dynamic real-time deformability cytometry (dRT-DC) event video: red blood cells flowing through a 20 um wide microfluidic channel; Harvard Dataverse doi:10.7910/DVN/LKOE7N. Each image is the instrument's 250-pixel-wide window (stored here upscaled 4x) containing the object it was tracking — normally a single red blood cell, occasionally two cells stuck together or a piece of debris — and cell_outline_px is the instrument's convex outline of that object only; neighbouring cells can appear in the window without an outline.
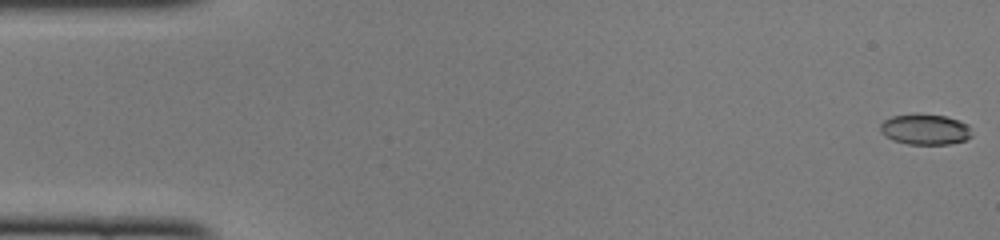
{"species": "common noctule bat (a hibernating species)", "species_latin": "Nyctalus noctula", "temperature_condition": "cold", "stored_images_in_passage": 50, "camera_frame_rate_fps": 3000, "um_per_image_px": 0.085, "animal": {"sex": "female", "body_mass_g": 22.0, "forearm_length_mm": 56.7}, "frame": {"image": 1, "passage_image": 1, "time_ms": 0.0, "image_size_px": [1000, 240], "cell_outline_px": [[972, 136], [964, 140], [948, 144], [908, 144], [892, 140], [884, 136], [880, 132], [880, 124], [884, 120], [892, 116], [944, 116], [968, 124]], "centroid_in_image_um": [78.61, 11.04], "position_along_channel_um": 6.4, "area_um2": 15.78}}
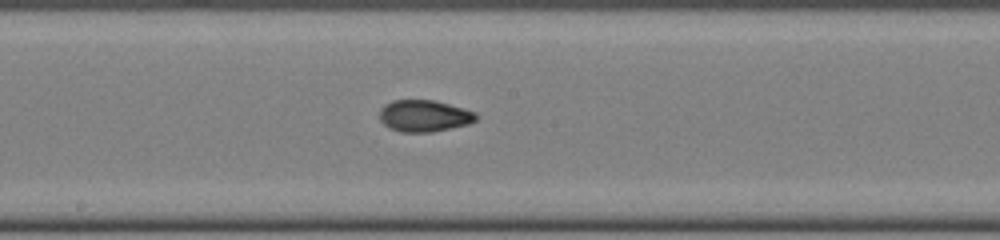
{"frame": {"image": 2, "passage_image": 26, "time_ms": 8.333, "image_size_px": [1000, 240], "cell_outline_px": [[480, 116], [476, 120], [468, 124], [432, 132], [400, 132], [388, 128], [380, 120], [380, 108], [384, 104], [392, 100], [436, 100], [476, 112]], "centroid_in_image_um": [36.05, 9.84], "position_along_channel_um": 212.1, "area_um2": 18.03}}
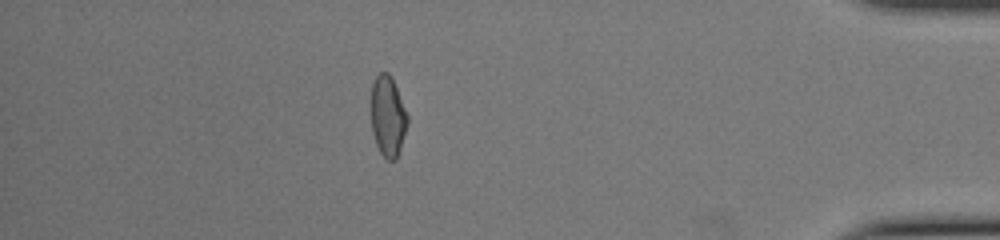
{"frame": {"image": 3, "passage_image": 43, "time_ms": 14.0, "image_size_px": [1000, 240], "cell_outline_px": [[408, 124], [396, 160], [388, 160], [380, 152], [376, 144], [372, 132], [372, 84], [376, 76], [380, 72], [388, 72], [392, 76], [408, 116]], "centroid_in_image_um": [32.97, 9.87], "position_along_channel_um": 402.2, "area_um2": 16.99}, "authors_computed_cell_mechanics": {"area_um2": 17.2822, "velocity_mm_per_s": 4.129, "shape_relaxation_time_tau1_ms": 3.9751, "shape_relaxation_time_tau2_ms": 1.2109, "deformation_change_tau1": 0.1714, "deformation_change_tau2": 0.0623}}